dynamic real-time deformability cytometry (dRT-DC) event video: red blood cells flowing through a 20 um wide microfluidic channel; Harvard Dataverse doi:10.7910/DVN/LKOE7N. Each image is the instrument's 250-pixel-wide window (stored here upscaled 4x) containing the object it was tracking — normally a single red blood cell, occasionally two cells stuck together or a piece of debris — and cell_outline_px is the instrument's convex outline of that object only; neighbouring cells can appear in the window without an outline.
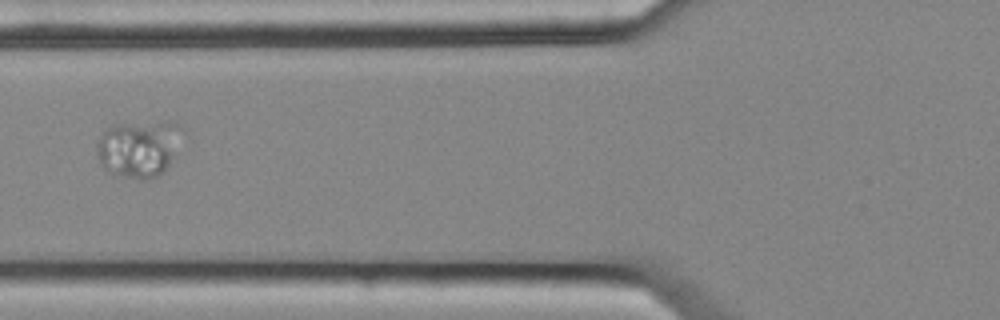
{"species": "common noctule bat (a hibernating species)", "species_latin": "Nyctalus noctula", "temperature_condition": "cold", "stored_images_in_passage": 4, "camera_frame_rate_fps": 3000, "um_per_image_px": 0.085, "animal": {"sex": "female", "body_mass_g": 25.1}, "frame": {"image": 1, "passage_image": 2, "time_ms": 0.333, "image_size_px": [1000, 320], "cell_outline_px": [[188, 132], [164, 172], [160, 176], [144, 180], [140, 180], [116, 176], [108, 172], [100, 164], [96, 144], [100, 132], [104, 128], [112, 124], [164, 120], [172, 120], [188, 128]], "centroid_in_image_um": [11.87, 12.57], "position_along_channel_um": 113.9, "area_um2": 30.11}}
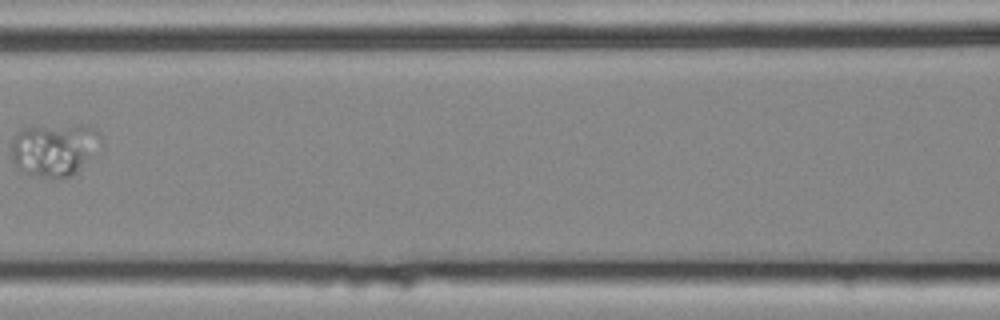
{"frame": {"image": 2, "passage_image": 3, "time_ms": 0.667, "image_size_px": [1000, 320], "cell_outline_px": [[104, 144], [72, 176], [60, 180], [52, 180], [24, 172], [12, 160], [12, 140], [16, 132], [20, 128], [32, 124], [84, 124], [92, 128], [100, 136]], "centroid_in_image_um": [4.62, 12.67], "position_along_channel_um": 162.0, "area_um2": 28.67}}
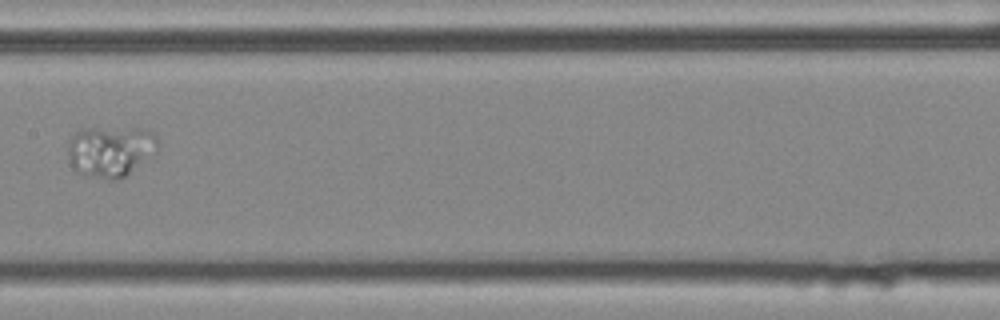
{"frame": {"image": 3, "passage_image": 4, "time_ms": 1.0, "image_size_px": [1000, 320], "cell_outline_px": [[156, 152], [152, 156], [120, 180], [108, 180], [76, 172], [68, 156], [68, 140], [76, 132], [84, 128], [140, 128], [156, 136]], "centroid_in_image_um": [9.37, 12.86], "position_along_channel_um": 198.0, "area_um2": 26.65}}